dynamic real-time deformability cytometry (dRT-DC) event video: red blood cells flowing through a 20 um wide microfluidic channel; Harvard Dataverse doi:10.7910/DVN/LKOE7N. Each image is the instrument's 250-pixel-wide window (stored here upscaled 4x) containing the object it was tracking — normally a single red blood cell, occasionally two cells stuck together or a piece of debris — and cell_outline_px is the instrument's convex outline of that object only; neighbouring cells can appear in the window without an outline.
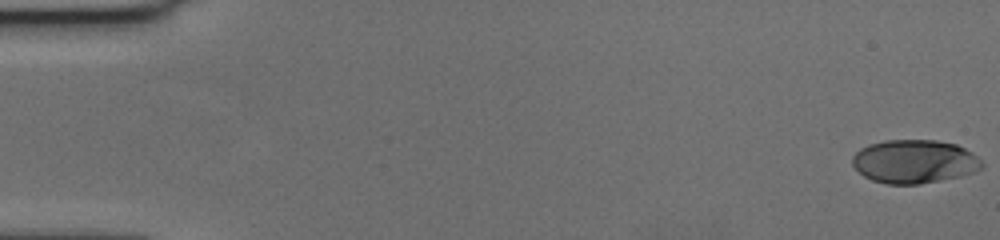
{"species": "human", "species_latin": "Homo sapiens", "temperature_condition": "cold", "stored_images_in_passage": 58, "camera_frame_rate_fps": 3000, "um_per_image_px": 0.085, "donor": {"sex": "female"}, "frame": {"image": 1, "passage_image": 1, "time_ms": 0.0, "image_size_px": [1000, 240], "cell_outline_px": [[984, 168], [976, 172], [960, 176], [920, 184], [888, 184], [872, 180], [864, 176], [852, 164], [852, 156], [860, 148], [868, 144], [884, 140], [936, 140], [956, 144], [972, 152], [984, 164]], "centroid_in_image_um": [77.73, 13.72], "position_along_channel_um": 7.3, "area_um2": 33.0}}
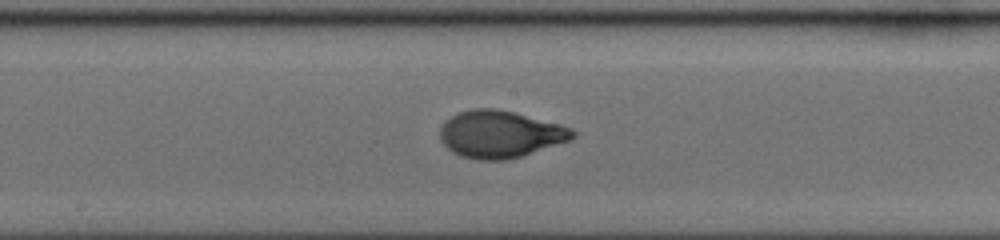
{"frame": {"image": 2, "passage_image": 31, "time_ms": 10.0, "image_size_px": [1000, 240], "cell_outline_px": [[576, 136], [568, 140], [520, 156], [504, 160], [476, 160], [460, 156], [452, 152], [440, 140], [440, 128], [444, 120], [460, 112], [472, 108], [492, 108], [512, 112], [560, 124], [572, 128], [576, 132]], "centroid_in_image_um": [42.46, 11.4], "position_along_channel_um": 205.7, "area_um2": 36.13}}
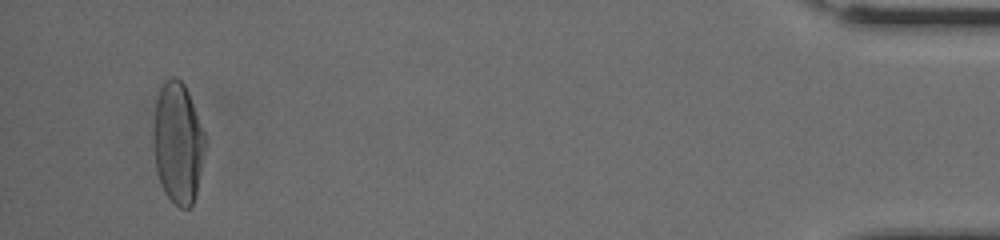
{"frame": {"image": 3, "passage_image": 55, "time_ms": 18.0, "image_size_px": [1000, 240], "cell_outline_px": [[208, 144], [196, 196], [192, 204], [188, 208], [180, 208], [164, 192], [160, 184], [156, 172], [156, 100], [160, 88], [172, 76], [176, 76], [184, 84], [188, 92], [208, 140]], "centroid_in_image_um": [15.21, 12.2], "position_along_channel_um": 420.0, "area_um2": 36.24}, "authors_computed_cell_mechanics": {"area_um2": 34.9112, "velocity_mm_per_s": 3.6305, "shape_relaxation_time_tau1_ms": 3.3768, "shape_relaxation_time_tau2_ms": null, "deformation_change_tau1": 0.1956, "deformation_change_tau2": null}}